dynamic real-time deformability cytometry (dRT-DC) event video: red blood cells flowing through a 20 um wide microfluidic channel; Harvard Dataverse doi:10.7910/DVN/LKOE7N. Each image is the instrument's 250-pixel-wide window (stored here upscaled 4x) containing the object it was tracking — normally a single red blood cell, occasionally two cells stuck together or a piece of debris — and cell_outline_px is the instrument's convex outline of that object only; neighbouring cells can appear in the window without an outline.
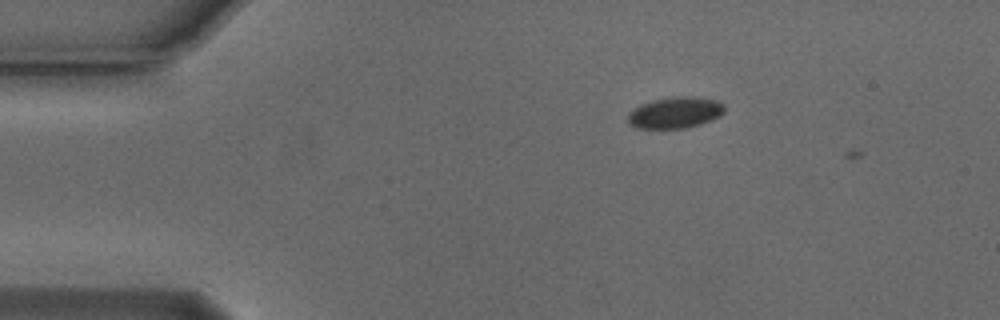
{"species": "Egyptian fruit bat (a non-hibernating species)", "species_latin": "Rousettus aegyptiacus", "temperature_condition": "cold", "stored_images_in_passage": 6, "camera_frame_rate_fps": 3000, "um_per_image_px": 0.085, "animal": {"sex": "male"}, "frame": {"image": 1, "passage_image": 5, "time_ms": 1.333, "image_size_px": [1000, 320], "cell_outline_px": [[724, 112], [720, 116], [712, 120], [700, 124], [684, 128], [636, 128], [628, 124], [628, 112], [640, 104], [652, 100], [672, 96], [692, 96], [716, 100], [724, 104]], "centroid_in_image_um": [57.37, 9.56], "position_along_channel_um": 27.6, "area_um2": 17.8}}